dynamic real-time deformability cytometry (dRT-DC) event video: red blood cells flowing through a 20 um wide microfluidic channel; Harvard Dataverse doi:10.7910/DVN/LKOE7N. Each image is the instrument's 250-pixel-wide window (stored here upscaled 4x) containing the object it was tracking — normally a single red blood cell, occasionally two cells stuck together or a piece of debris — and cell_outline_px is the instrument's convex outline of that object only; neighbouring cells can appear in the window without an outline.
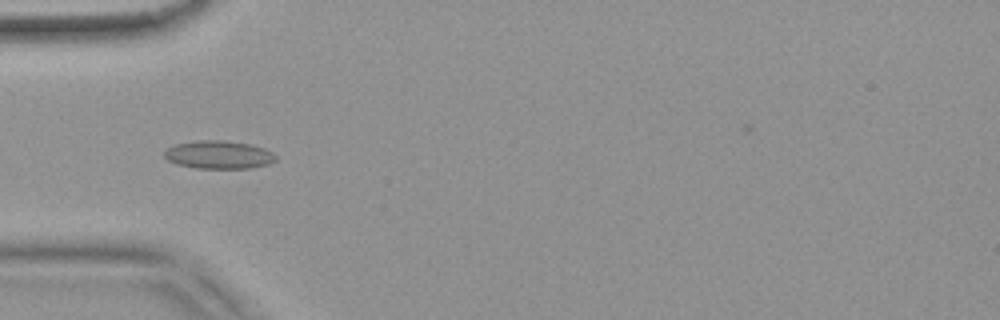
{"species": "common noctule bat (a hibernating species)", "species_latin": "Nyctalus noctula", "temperature_condition": "warm", "stored_images_in_passage": 53, "camera_frame_rate_fps": 3000, "um_per_image_px": 0.085, "animal": {"sex": "female", "body_mass_g": 18.4}, "frame": {"image": 1, "passage_image": 17, "time_ms": 5.333, "image_size_px": [1000, 320], "cell_outline_px": [[276, 160], [268, 164], [248, 168], [196, 168], [176, 164], [168, 160], [164, 156], [164, 152], [168, 148], [176, 144], [200, 140], [220, 140], [252, 144], [264, 148], [272, 152], [276, 156]], "centroid_in_image_um": [18.6, 13.15], "position_along_channel_um": 66.4, "area_um2": 18.15}}
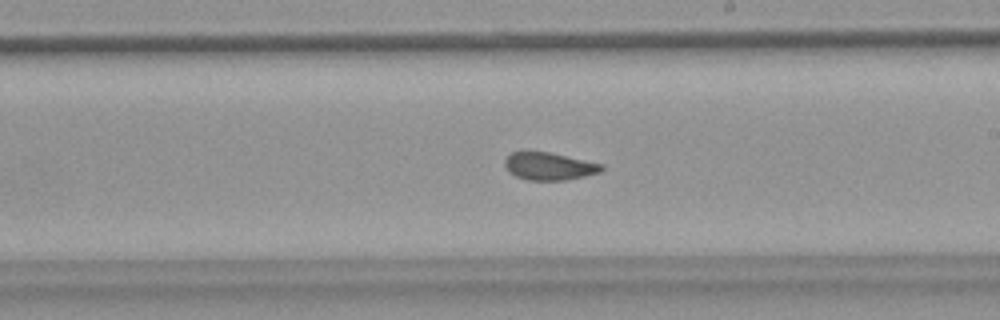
{"frame": {"image": 2, "passage_image": 31, "time_ms": 10.0, "image_size_px": [1000, 320], "cell_outline_px": [[604, 168], [600, 172], [584, 176], [564, 180], [528, 180], [516, 176], [508, 172], [504, 164], [504, 160], [512, 152], [548, 152], [604, 164]], "centroid_in_image_um": [46.67, 14.13], "position_along_channel_um": 242.3, "area_um2": 15.43}}
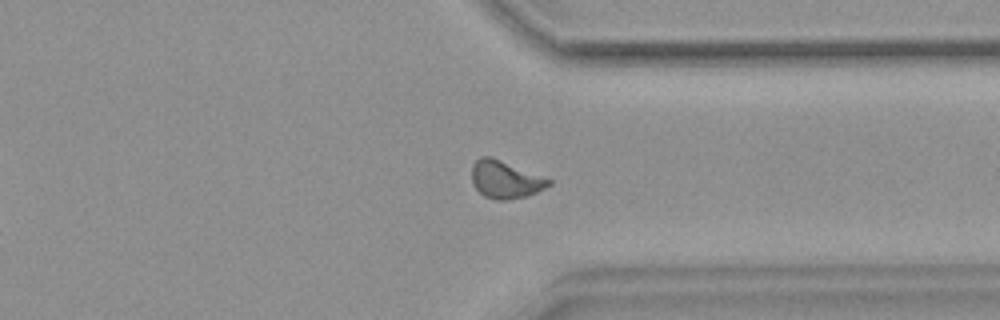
{"frame": {"image": 3, "passage_image": 41, "time_ms": 13.333, "image_size_px": [1000, 320], "cell_outline_px": [[552, 184], [528, 196], [508, 200], [496, 200], [484, 196], [472, 184], [472, 164], [480, 156], [492, 156], [552, 180]], "centroid_in_image_um": [42.94, 15.26], "position_along_channel_um": 368.5, "area_um2": 16.94}, "authors_computed_cell_mechanics": {"area_um2": 16.4152, "velocity_mm_per_s": 3.7985, "shape_relaxation_time_tau1_ms": null, "shape_relaxation_time_tau2_ms": 1.2489, "deformation_change_tau1": null, "deformation_change_tau2": 0.0732}}